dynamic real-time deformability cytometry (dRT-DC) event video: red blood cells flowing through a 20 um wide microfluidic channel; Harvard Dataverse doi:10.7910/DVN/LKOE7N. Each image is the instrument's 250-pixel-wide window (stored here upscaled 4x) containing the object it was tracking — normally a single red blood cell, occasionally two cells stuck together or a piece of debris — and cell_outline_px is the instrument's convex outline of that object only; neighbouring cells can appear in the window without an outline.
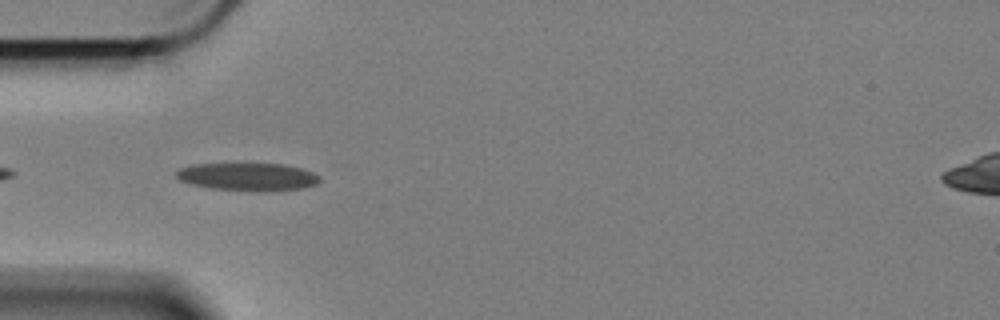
{"species": "Egyptian fruit bat (a non-hibernating species)", "species_latin": "Rousettus aegyptiacus", "temperature_condition": "cold", "stored_images_in_passage": 19, "camera_frame_rate_fps": 3000, "um_per_image_px": 0.085, "animal": {"sex": "female"}, "frame": {"image": 1, "passage_image": 3, "time_ms": 0.667, "image_size_px": [1000, 320], "cell_outline_px": [[320, 180], [316, 184], [304, 188], [256, 192], [208, 188], [188, 184], [180, 180], [176, 176], [176, 172], [180, 168], [192, 164], [244, 160], [284, 164], [300, 168], [312, 172], [320, 176]], "centroid_in_image_um": [21.0, 14.97], "position_along_channel_um": 64.0, "area_um2": 24.74}}
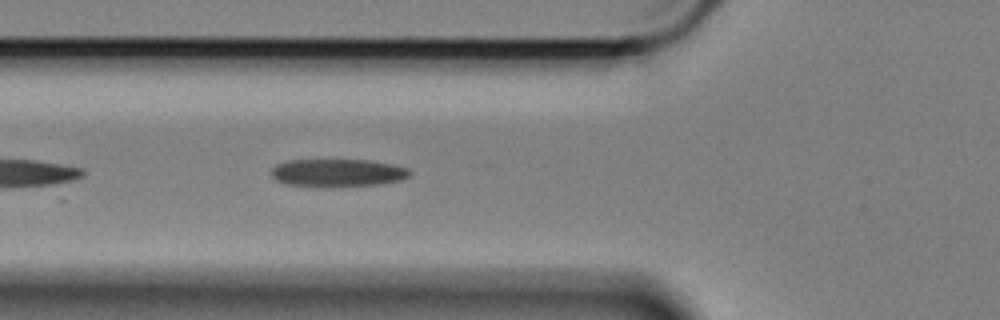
{"frame": {"image": 2, "passage_image": 6, "time_ms": 1.667, "image_size_px": [1000, 320], "cell_outline_px": [[412, 172], [408, 176], [400, 180], [376, 184], [332, 188], [312, 188], [288, 184], [276, 180], [272, 176], [272, 168], [276, 164], [288, 160], [368, 160], [392, 164], [408, 168]], "centroid_in_image_um": [28.66, 14.71], "position_along_channel_um": 97.1, "area_um2": 22.83}}